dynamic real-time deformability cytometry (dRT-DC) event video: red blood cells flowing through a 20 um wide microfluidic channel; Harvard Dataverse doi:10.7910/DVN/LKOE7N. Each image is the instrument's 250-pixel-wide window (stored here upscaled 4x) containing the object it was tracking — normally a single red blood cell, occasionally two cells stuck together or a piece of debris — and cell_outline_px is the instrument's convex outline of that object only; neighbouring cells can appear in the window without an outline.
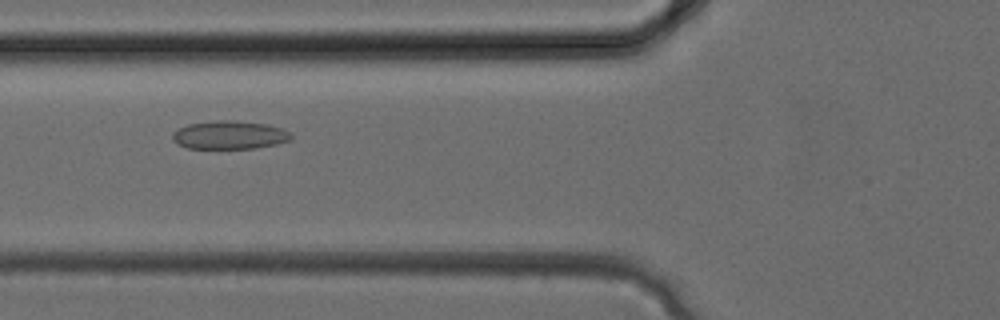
{"species": "common noctule bat (a hibernating species)", "species_latin": "Nyctalus noctula", "temperature_condition": "cold", "stored_images_in_passage": 14, "segment_of_instrument_passage": [1, 2], "camera_frame_rate_fps": 3000, "um_per_image_px": 0.085, "animal": {"sex": "female", "body_mass_g": 24.6, "forearm_length_mm": 56.2}, "frame": {"image": 1, "passage_image": 12, "time_ms": 3.667, "image_size_px": [1000, 320], "cell_outline_px": [[292, 140], [276, 144], [256, 148], [188, 148], [176, 144], [172, 140], [172, 132], [188, 124], [216, 120], [232, 120], [268, 124], [292, 132]], "centroid_in_image_um": [19.52, 11.47], "position_along_channel_um": 106.3, "area_um2": 19.71}}